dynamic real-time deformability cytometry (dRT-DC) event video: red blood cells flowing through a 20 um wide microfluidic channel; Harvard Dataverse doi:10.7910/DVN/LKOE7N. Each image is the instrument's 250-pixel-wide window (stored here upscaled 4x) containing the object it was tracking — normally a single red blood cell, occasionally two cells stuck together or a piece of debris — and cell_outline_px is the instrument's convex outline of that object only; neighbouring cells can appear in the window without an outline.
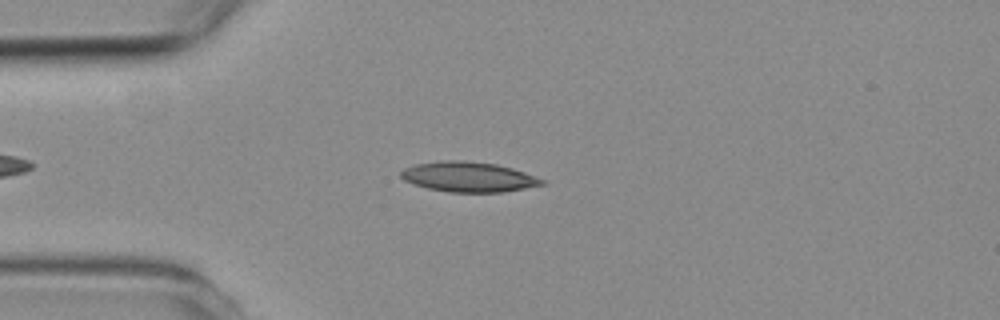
{"species": "common noctule bat (a hibernating species)", "species_latin": "Nyctalus noctula", "temperature_condition": "room temperature", "stored_images_in_passage": 4, "camera_frame_rate_fps": 3000, "um_per_image_px": 0.085, "animal": {"sex": "female", "body_mass_g": 19.3, "forearm_length_mm": 54.1}, "frame": {"image": 1, "passage_image": 4, "time_ms": 3.333, "image_size_px": [1000, 320], "cell_outline_px": [[548, 180], [544, 184], [504, 192], [448, 192], [428, 188], [404, 180], [400, 176], [400, 172], [404, 168], [416, 164], [444, 160], [464, 160], [496, 164], [512, 168]], "centroid_in_image_um": [39.85, 15.03], "position_along_channel_um": 45.2, "area_um2": 24.68}}